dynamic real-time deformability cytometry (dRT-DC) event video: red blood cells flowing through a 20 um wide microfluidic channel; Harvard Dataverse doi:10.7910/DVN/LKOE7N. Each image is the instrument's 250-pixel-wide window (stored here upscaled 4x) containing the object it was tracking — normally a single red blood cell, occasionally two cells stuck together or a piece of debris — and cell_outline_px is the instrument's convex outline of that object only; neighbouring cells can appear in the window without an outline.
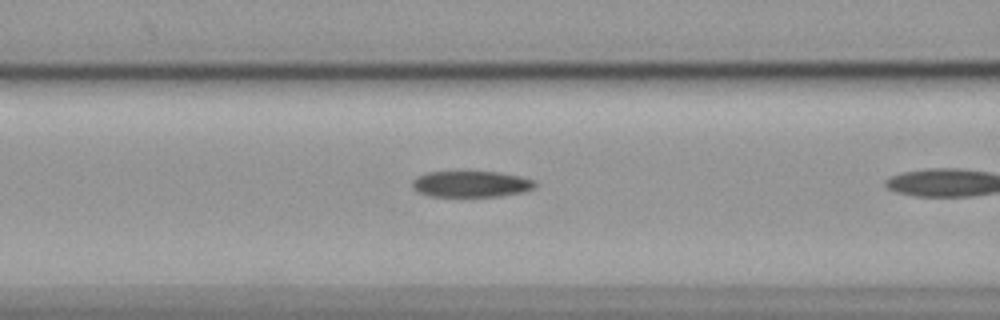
{"species": "common noctule bat (a hibernating species)", "species_latin": "Nyctalus noctula", "temperature_condition": "cold", "stored_images_in_passage": 9, "camera_frame_rate_fps": 3000, "um_per_image_px": 0.085, "animal": {"sex": "female", "body_mass_g": 19.9}, "frame": {"image": 1, "passage_image": 7, "time_ms": 2.0, "image_size_px": [1000, 320], "cell_outline_px": [[536, 184], [532, 188], [524, 192], [500, 196], [428, 196], [416, 192], [412, 188], [412, 180], [416, 176], [428, 172], [500, 172], [520, 176], [532, 180]], "centroid_in_image_um": [39.98, 15.64], "position_along_channel_um": 126.6, "area_um2": 18.73}}